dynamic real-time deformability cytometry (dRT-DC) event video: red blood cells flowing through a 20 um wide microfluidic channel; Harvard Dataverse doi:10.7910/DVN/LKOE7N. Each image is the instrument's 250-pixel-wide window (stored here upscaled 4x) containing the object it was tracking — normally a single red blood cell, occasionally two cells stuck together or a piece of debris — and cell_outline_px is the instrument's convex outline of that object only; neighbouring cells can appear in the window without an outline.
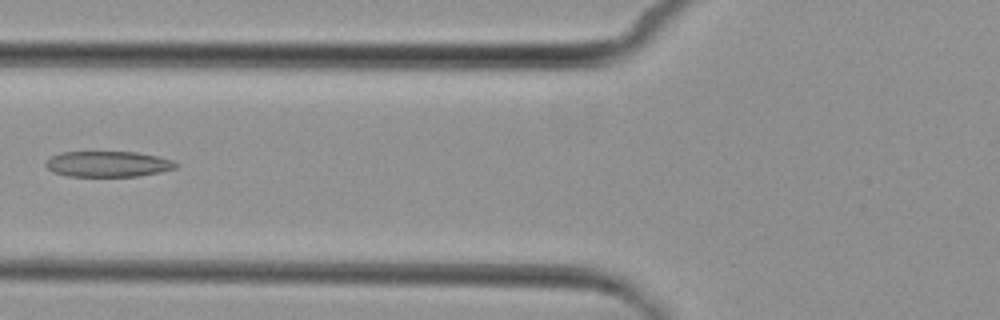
{"species": "common noctule bat (a hibernating species)", "species_latin": "Nyctalus noctula", "temperature_condition": "cold", "stored_images_in_passage": 4, "camera_frame_rate_fps": 3000, "um_per_image_px": 0.085, "animal": {"sex": "female", "body_mass_g": 29.2, "forearm_length_mm": 56.3}, "frame": {"image": 1, "passage_image": 4, "time_ms": 4.333, "image_size_px": [1000, 320], "cell_outline_px": [[180, 164], [176, 168], [160, 172], [136, 176], [68, 176], [52, 172], [44, 164], [52, 156], [60, 152], [136, 152], [156, 156], [172, 160]], "centroid_in_image_um": [9.18, 13.94], "position_along_channel_um": 116.6, "area_um2": 19.42}}